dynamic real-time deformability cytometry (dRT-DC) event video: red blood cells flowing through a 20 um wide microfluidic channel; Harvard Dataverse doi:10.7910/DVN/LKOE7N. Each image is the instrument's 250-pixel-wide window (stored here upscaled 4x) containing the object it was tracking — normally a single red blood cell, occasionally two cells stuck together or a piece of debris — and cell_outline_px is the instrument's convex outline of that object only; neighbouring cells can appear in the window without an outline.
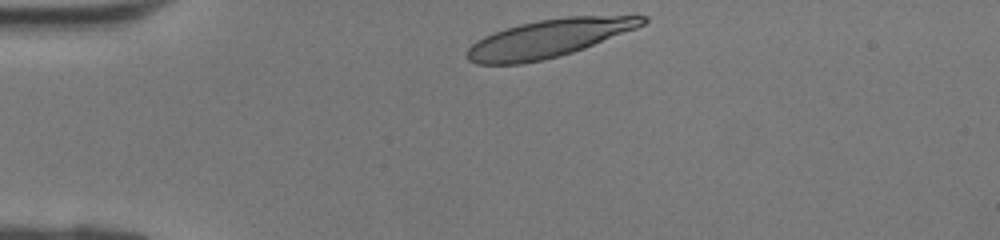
{"species": "human", "species_latin": "Homo sapiens", "temperature_condition": "room temperature", "stored_images_in_passage": 28, "camera_frame_rate_fps": 3000, "um_per_image_px": 0.085, "donor": {"sex": "female"}, "frame": {"image": 1, "passage_image": 1, "time_ms": 0.0, "image_size_px": [1000, 240], "cell_outline_px": [[648, 20], [644, 24], [636, 28], [584, 48], [560, 56], [544, 60], [520, 64], [476, 64], [468, 60], [464, 56], [468, 48], [476, 40], [484, 36], [504, 28], [520, 24], [540, 20], [564, 16], [648, 16]], "centroid_in_image_um": [46.59, 3.27], "position_along_channel_um": 38.4, "area_um2": 38.61}}
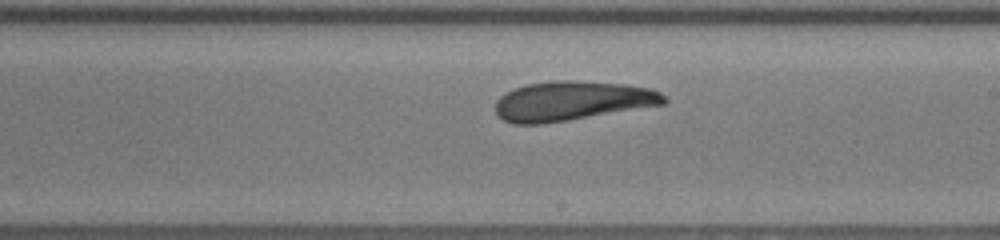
{"frame": {"image": 2, "passage_image": 16, "time_ms": 5.0, "image_size_px": [1000, 240], "cell_outline_px": [[668, 100], [664, 104], [544, 124], [512, 124], [496, 116], [496, 100], [500, 96], [516, 88], [528, 84], [556, 80], [572, 80], [624, 84], [652, 88], [660, 92]], "centroid_in_image_um": [48.61, 8.58], "position_along_channel_um": 240.4, "area_um2": 38.61}}
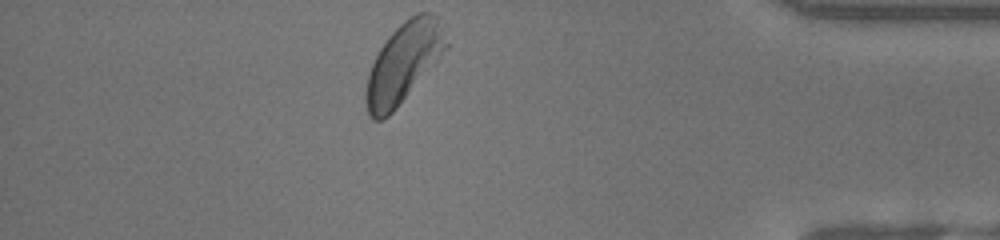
{"frame": {"image": 3, "passage_image": 28, "time_ms": 9.0, "image_size_px": [1000, 240], "cell_outline_px": [[448, 48], [436, 64], [396, 108], [384, 120], [372, 120], [368, 116], [364, 100], [364, 92], [368, 76], [372, 64], [380, 48], [388, 36], [404, 20], [420, 12], [432, 12], [436, 16], [448, 44]], "centroid_in_image_um": [34.28, 5.38], "position_along_channel_um": 400.9, "area_um2": 37.28}}